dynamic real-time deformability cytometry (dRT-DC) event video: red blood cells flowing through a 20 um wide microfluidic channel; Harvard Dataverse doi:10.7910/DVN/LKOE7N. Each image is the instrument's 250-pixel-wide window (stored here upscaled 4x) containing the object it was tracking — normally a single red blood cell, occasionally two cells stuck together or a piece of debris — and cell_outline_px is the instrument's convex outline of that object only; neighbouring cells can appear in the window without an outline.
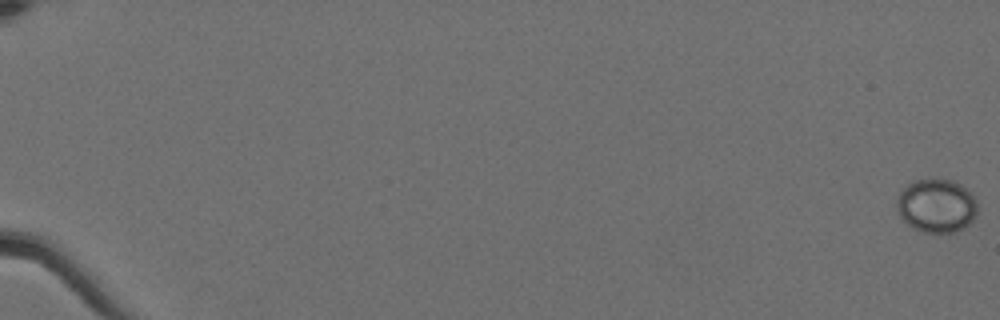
{"species": "Egyptian fruit bat (a non-hibernating species)", "species_latin": "Rousettus aegyptiacus", "temperature_condition": "cold", "stored_images_in_passage": 16, "camera_frame_rate_fps": 3000, "um_per_image_px": 0.085, "animal": {"sex": "female"}, "frame": {"image": 1, "passage_image": 1, "time_ms": 0.0, "image_size_px": [1000, 320], "cell_outline_px": [[976, 216], [968, 224], [956, 232], [924, 232], [908, 224], [896, 212], [896, 200], [900, 192], [912, 180], [932, 176], [936, 176], [956, 180], [976, 200]], "centroid_in_image_um": [79.57, 17.42], "position_along_channel_um": 5.4, "area_um2": 25.61}}